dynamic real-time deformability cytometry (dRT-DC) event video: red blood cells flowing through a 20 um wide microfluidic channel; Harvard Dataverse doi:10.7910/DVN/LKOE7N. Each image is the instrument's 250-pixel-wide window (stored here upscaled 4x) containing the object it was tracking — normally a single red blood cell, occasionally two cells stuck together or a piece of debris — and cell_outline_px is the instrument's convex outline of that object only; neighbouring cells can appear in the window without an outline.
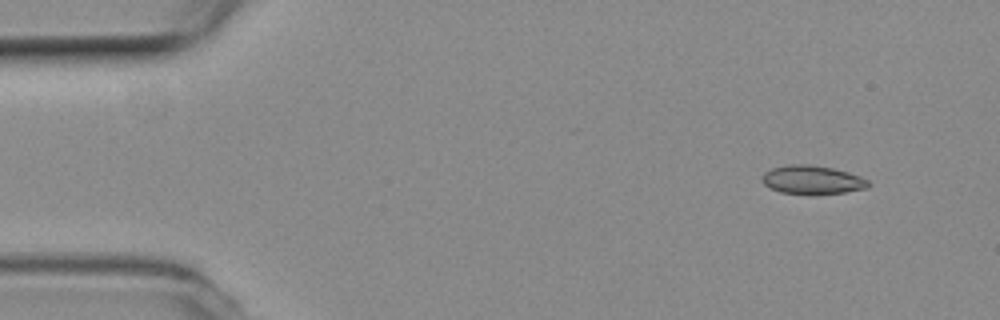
{"species": "common noctule bat (a hibernating species)", "species_latin": "Nyctalus noctula", "temperature_condition": "room temperature", "stored_images_in_passage": 4, "camera_frame_rate_fps": 3000, "um_per_image_px": 0.085, "animal": {"sex": "female", "body_mass_g": 19.3, "forearm_length_mm": 54.1}, "frame": {"image": 1, "passage_image": 1, "time_ms": 0.0, "image_size_px": [1000, 320], "cell_outline_px": [[868, 188], [844, 192], [816, 196], [808, 196], [780, 192], [764, 184], [760, 180], [760, 176], [764, 172], [772, 168], [788, 164], [808, 164], [832, 168], [848, 172], [860, 176], [868, 180]], "centroid_in_image_um": [69.0, 15.31], "position_along_channel_um": 16.0, "area_um2": 18.21}}
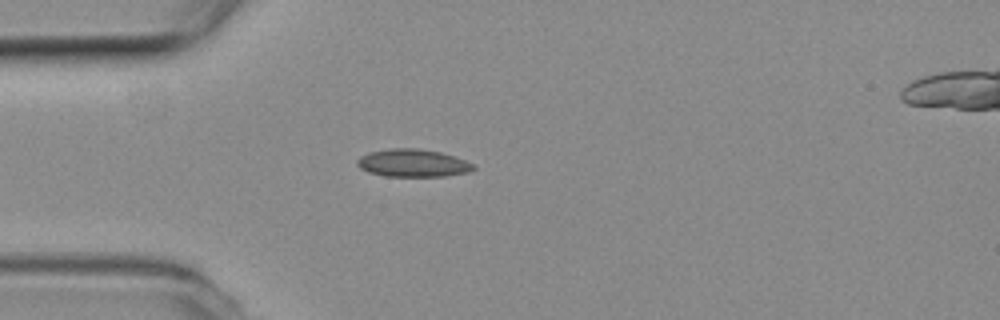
{"frame": {"image": 2, "passage_image": 3, "time_ms": 0.667, "image_size_px": [1000, 320], "cell_outline_px": [[476, 168], [468, 172], [448, 176], [384, 176], [368, 172], [360, 168], [356, 164], [356, 160], [360, 156], [368, 152], [392, 148], [416, 148], [440, 152], [476, 164]], "centroid_in_image_um": [35.08, 13.86], "position_along_channel_um": 49.9, "area_um2": 18.84}}